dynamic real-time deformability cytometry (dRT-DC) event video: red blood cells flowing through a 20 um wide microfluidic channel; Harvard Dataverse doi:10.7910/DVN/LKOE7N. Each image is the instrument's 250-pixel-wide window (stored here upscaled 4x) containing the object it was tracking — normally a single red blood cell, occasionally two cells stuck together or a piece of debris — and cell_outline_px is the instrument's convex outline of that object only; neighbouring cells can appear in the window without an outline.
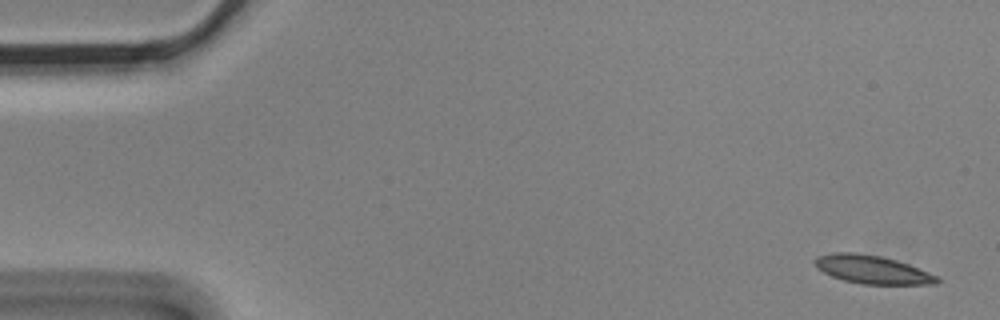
{"species": "Egyptian fruit bat (a non-hibernating species)", "species_latin": "Rousettus aegyptiacus", "temperature_condition": "cold", "stored_images_in_passage": 4, "camera_frame_rate_fps": 3000, "um_per_image_px": 0.085, "animal": {"sex": "male"}, "frame": {"image": 1, "passage_image": 1, "time_ms": 0.0, "image_size_px": [1000, 320], "cell_outline_px": [[940, 280], [936, 284], [864, 284], [844, 280], [832, 276], [816, 268], [812, 260], [816, 256], [836, 252], [856, 252], [880, 256], [896, 260], [908, 264], [928, 272], [936, 276]], "centroid_in_image_um": [74.09, 22.9], "position_along_channel_um": 10.9, "area_um2": 20.06}}